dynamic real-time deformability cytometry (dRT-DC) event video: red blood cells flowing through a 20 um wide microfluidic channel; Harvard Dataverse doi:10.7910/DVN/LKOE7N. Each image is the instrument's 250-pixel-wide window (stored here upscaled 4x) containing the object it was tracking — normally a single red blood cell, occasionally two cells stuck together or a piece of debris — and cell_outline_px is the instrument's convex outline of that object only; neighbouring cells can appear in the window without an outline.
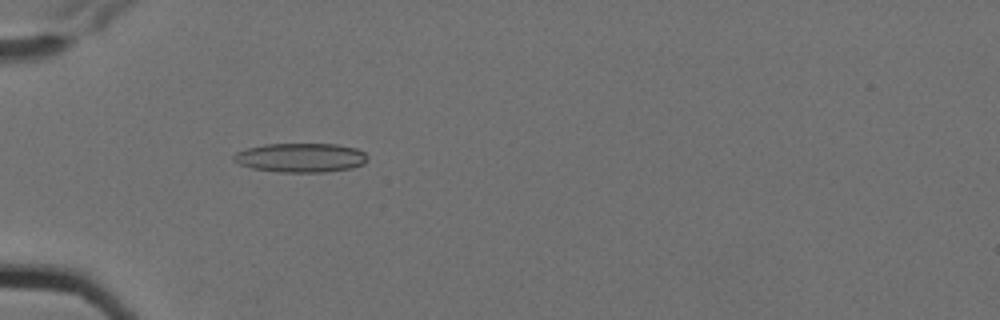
{"species": "Egyptian fruit bat (a non-hibernating species)", "species_latin": "Rousettus aegyptiacus", "temperature_condition": "cold", "stored_images_in_passage": 6, "camera_frame_rate_fps": 3000, "um_per_image_px": 0.085, "animal": {"sex": "female"}, "frame": {"image": 1, "passage_image": 6, "time_ms": 1.667, "image_size_px": [1000, 320], "cell_outline_px": [[368, 160], [364, 164], [352, 168], [324, 172], [276, 172], [252, 168], [240, 164], [232, 160], [232, 156], [236, 152], [248, 148], [264, 144], [336, 144], [356, 148], [364, 152], [368, 156]], "centroid_in_image_um": [25.57, 13.4], "position_along_channel_um": 59.4, "area_um2": 22.89}}